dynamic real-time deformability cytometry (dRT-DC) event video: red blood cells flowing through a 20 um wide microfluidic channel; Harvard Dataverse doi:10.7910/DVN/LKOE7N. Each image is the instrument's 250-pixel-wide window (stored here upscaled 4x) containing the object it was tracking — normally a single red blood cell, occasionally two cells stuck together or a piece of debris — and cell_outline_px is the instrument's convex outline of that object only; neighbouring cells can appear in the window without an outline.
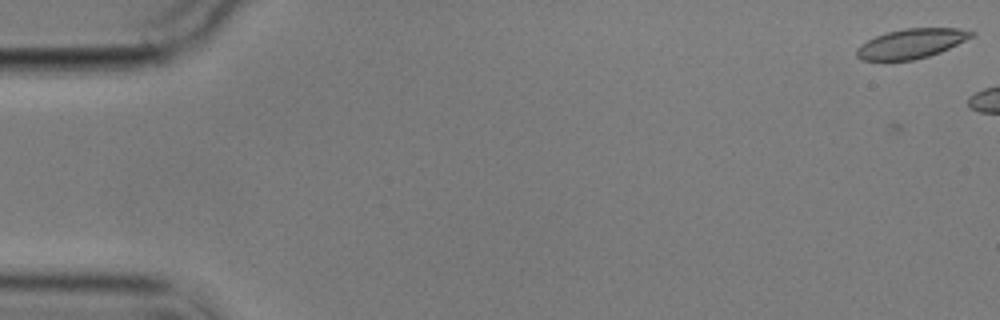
{"species": "common noctule bat (a hibernating species)", "species_latin": "Nyctalus noctula", "temperature_condition": "cold", "stored_images_in_passage": 3, "camera_frame_rate_fps": 3000, "um_per_image_px": 0.085, "animal": {"sex": "male", "body_mass_g": 17.9}, "frame": {"image": 1, "passage_image": 2, "time_ms": 1.0, "image_size_px": [1000, 320], "cell_outline_px": [[976, 36], [940, 52], [928, 56], [912, 60], [860, 60], [856, 56], [856, 48], [860, 44], [876, 36], [888, 32], [904, 28], [956, 28], [976, 32]], "centroid_in_image_um": [77.48, 3.7], "position_along_channel_um": 7.5, "area_um2": 19.83}}